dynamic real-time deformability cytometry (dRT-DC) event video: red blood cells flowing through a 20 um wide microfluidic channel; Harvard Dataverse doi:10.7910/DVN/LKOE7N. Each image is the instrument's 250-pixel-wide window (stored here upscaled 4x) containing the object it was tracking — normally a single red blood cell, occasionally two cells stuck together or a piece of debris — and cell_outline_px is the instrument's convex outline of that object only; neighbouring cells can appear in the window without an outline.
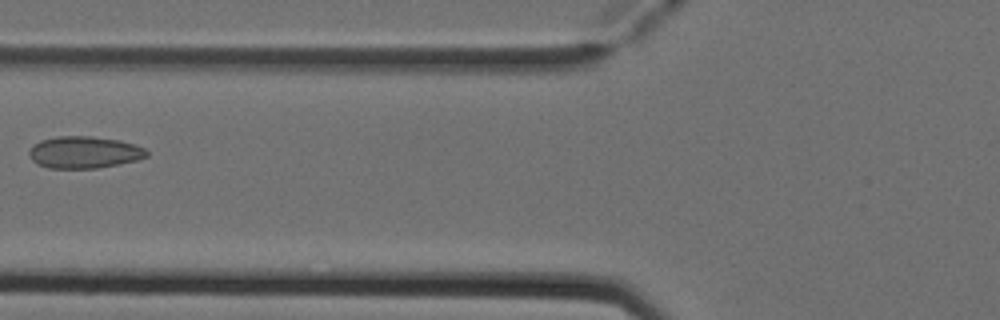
{"species": "Egyptian fruit bat (a non-hibernating species)", "species_latin": "Rousettus aegyptiacus", "temperature_condition": "cold", "stored_images_in_passage": 6, "camera_frame_rate_fps": 3000, "um_per_image_px": 0.085, "animal": {"sex": "female"}, "frame": {"image": 1, "passage_image": 6, "time_ms": 1.667, "image_size_px": [1000, 320], "cell_outline_px": [[148, 156], [136, 160], [96, 168], [48, 168], [36, 164], [28, 156], [28, 152], [40, 140], [56, 136], [92, 136], [120, 140], [136, 144], [144, 148], [148, 152]], "centroid_in_image_um": [7.15, 12.94], "position_along_channel_um": 118.7, "area_um2": 21.91}}